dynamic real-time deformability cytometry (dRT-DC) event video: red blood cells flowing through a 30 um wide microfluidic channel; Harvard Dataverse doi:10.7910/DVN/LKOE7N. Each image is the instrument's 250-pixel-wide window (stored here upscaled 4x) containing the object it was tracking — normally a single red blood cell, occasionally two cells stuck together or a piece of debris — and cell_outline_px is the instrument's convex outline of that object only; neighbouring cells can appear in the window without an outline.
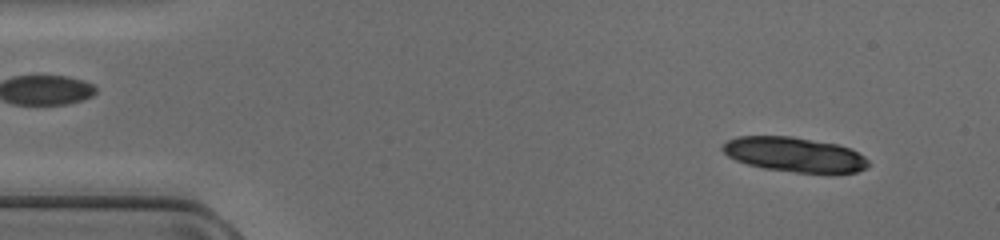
{"species": "common noctule bat (a hibernating species)", "species_latin": "Nyctalus noctula", "temperature_condition": "cold", "stored_images_in_passage": 27, "camera_frame_rate_fps": 3000, "um_per_image_px": 0.085, "animal": {"sex": "female", "body_mass_g": 17.0, "forearm_length_mm": 48.0}, "frame": {"image": 1, "passage_image": 4, "time_ms": 1.0, "image_size_px": [1000, 240], "cell_outline_px": [[872, 164], [868, 168], [856, 172], [796, 172], [764, 168], [748, 164], [736, 160], [728, 156], [720, 148], [728, 140], [736, 136], [792, 136], [836, 144], [848, 148], [864, 156]], "centroid_in_image_um": [67.52, 13.13], "position_along_channel_um": 17.5, "area_um2": 29.25}}
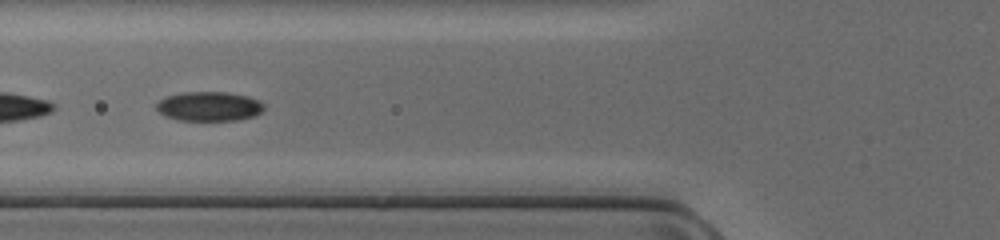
{"frame": {"image": 2, "passage_image": 18, "time_ms": 5.667, "image_size_px": [1000, 240], "cell_outline_px": [[264, 108], [256, 116], [236, 120], [176, 120], [164, 116], [156, 108], [156, 104], [160, 100], [168, 96], [184, 92], [228, 92], [248, 96], [264, 104]], "centroid_in_image_um": [17.77, 9.04], "position_along_channel_um": 108.0, "area_um2": 18.38}}
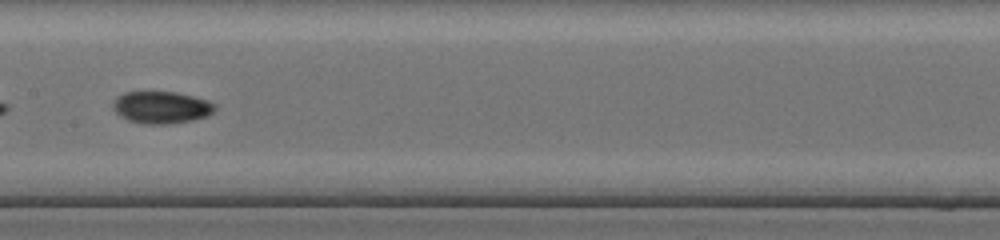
{"frame": {"image": 3, "passage_image": 24, "time_ms": 7.667, "image_size_px": [1000, 240], "cell_outline_px": [[216, 108], [208, 116], [192, 120], [168, 124], [148, 124], [128, 120], [120, 116], [112, 108], [112, 100], [116, 96], [124, 92], [176, 92], [208, 100], [216, 104]], "centroid_in_image_um": [13.7, 9.12], "position_along_channel_um": 193.7, "area_um2": 19.19}}